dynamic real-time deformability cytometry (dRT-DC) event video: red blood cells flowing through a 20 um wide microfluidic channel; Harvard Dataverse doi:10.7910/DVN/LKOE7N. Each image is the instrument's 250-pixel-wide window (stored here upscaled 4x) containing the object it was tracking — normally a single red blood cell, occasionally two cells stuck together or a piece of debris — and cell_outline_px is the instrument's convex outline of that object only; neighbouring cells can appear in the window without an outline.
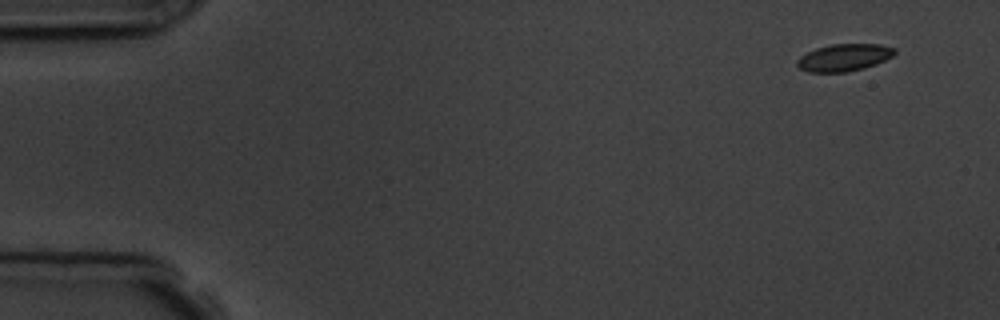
{"species": "common noctule bat (a hibernating species)", "species_latin": "Nyctalus noctula", "temperature_condition": "room temperature", "stored_images_in_passage": 10, "camera_frame_rate_fps": 3000, "um_per_image_px": 0.085, "animal": {"sex": "male", "body_mass_g": 19.5, "forearm_length_mm": 54.6}, "frame": {"image": 1, "passage_image": 1, "time_ms": 0.0, "image_size_px": [1000, 320], "cell_outline_px": [[896, 52], [892, 56], [876, 64], [864, 68], [848, 72], [808, 72], [800, 68], [796, 64], [796, 60], [800, 56], [816, 48], [832, 44], [880, 44], [896, 48]], "centroid_in_image_um": [71.74, 4.89], "position_along_channel_um": 13.3, "area_um2": 15.49}}
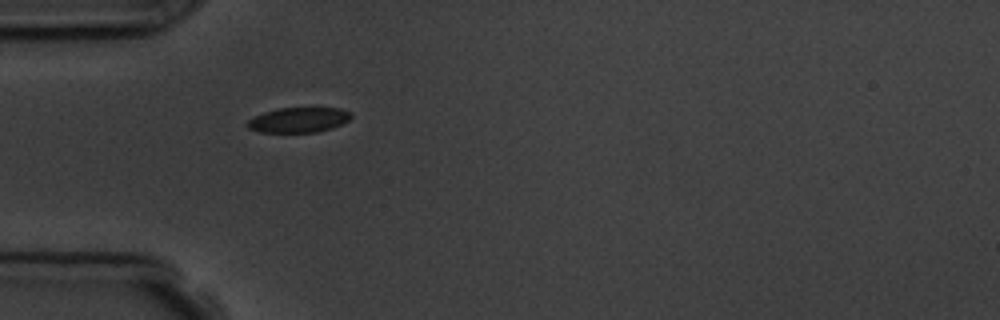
{"frame": {"image": 2, "passage_image": 5, "time_ms": 4.333, "image_size_px": [1000, 320], "cell_outline_px": [[352, 116], [348, 120], [332, 128], [316, 132], [260, 132], [248, 128], [248, 120], [264, 112], [280, 108], [340, 108], [352, 112]], "centroid_in_image_um": [25.41, 10.19], "position_along_channel_um": 59.6, "area_um2": 14.97}}
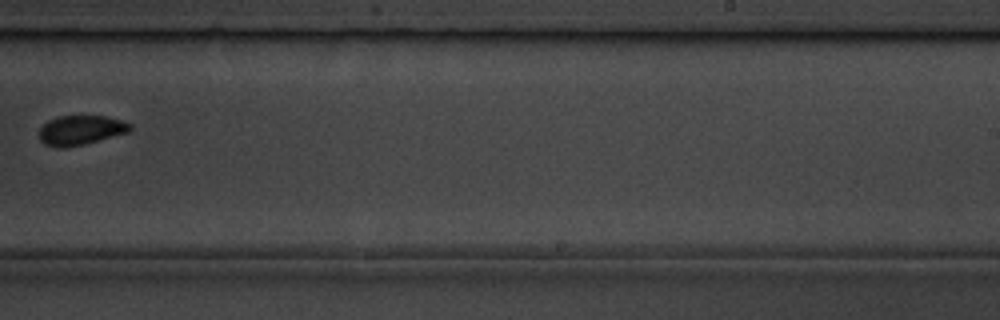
{"frame": {"image": 3, "passage_image": 10, "time_ms": 10.333, "image_size_px": [1000, 320], "cell_outline_px": [[132, 128], [128, 132], [84, 144], [64, 148], [56, 148], [44, 144], [40, 140], [40, 128], [48, 120], [56, 116], [108, 116], [132, 124]], "centroid_in_image_um": [6.84, 11.06], "position_along_channel_um": 282.2, "area_um2": 15.66}}